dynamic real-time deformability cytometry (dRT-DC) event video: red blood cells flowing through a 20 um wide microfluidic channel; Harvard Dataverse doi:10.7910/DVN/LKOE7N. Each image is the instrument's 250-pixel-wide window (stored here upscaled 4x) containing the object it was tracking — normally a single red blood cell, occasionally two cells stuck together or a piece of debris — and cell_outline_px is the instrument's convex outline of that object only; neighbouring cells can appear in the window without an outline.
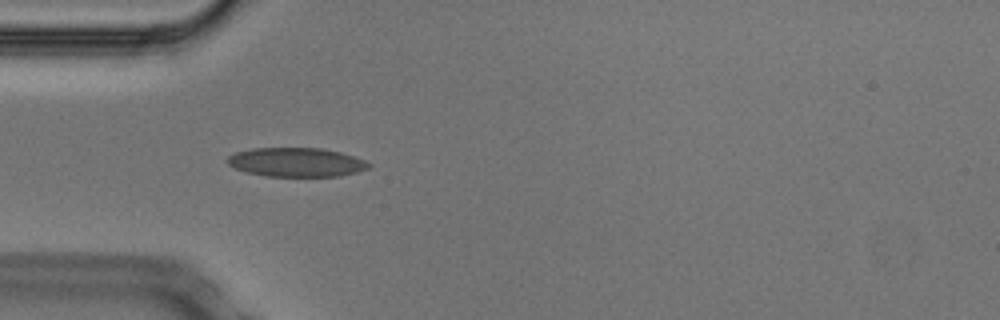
{"species": "Egyptian fruit bat (a non-hibernating species)", "species_latin": "Rousettus aegyptiacus", "temperature_condition": "cold", "stored_images_in_passage": 45, "camera_frame_rate_fps": 3000, "um_per_image_px": 0.085, "animal": {"sex": "male"}, "frame": {"image": 1, "passage_image": 11, "time_ms": 3.333, "image_size_px": [1000, 320], "cell_outline_px": [[372, 164], [368, 168], [356, 172], [340, 176], [264, 176], [248, 172], [236, 168], [228, 164], [224, 160], [228, 156], [236, 152], [252, 148], [320, 148], [340, 152], [364, 160]], "centroid_in_image_um": [25.16, 13.79], "position_along_channel_um": 59.8, "area_um2": 23.81}}
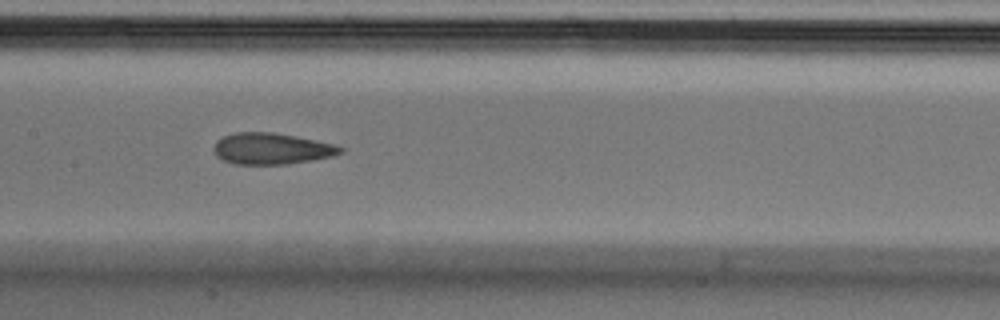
{"frame": {"image": 2, "passage_image": 21, "time_ms": 6.667, "image_size_px": [1000, 320], "cell_outline_px": [[344, 152], [332, 156], [312, 160], [288, 164], [236, 164], [224, 160], [216, 156], [212, 152], [212, 148], [216, 140], [224, 136], [236, 132], [272, 132], [296, 136], [332, 144], [344, 148]], "centroid_in_image_um": [23.04, 12.63], "position_along_channel_um": 184.4, "area_um2": 23.12}}
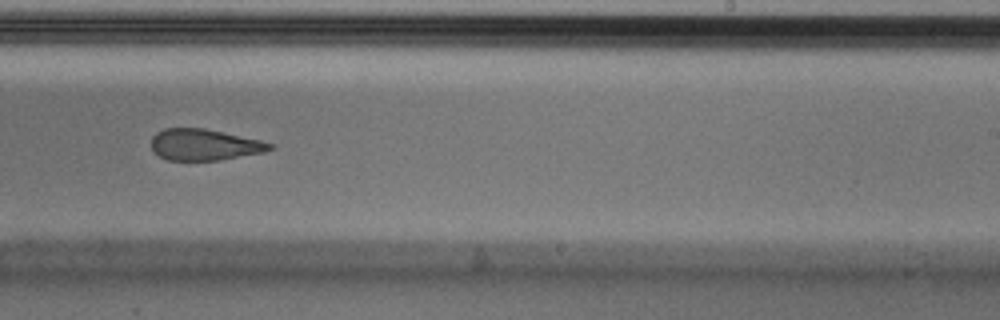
{"frame": {"image": 3, "passage_image": 28, "time_ms": 9.0, "image_size_px": [1000, 320], "cell_outline_px": [[276, 148], [264, 152], [220, 160], [168, 160], [160, 156], [152, 148], [152, 136], [156, 132], [164, 128], [204, 128], [260, 140], [276, 144]], "centroid_in_image_um": [17.41, 12.3], "position_along_channel_um": 271.6, "area_um2": 21.62}, "authors_computed_cell_mechanics": {"area_um2": 23.8136, "velocity_mm_per_s": 3.7557, "shape_relaxation_time_tau1_ms": null, "shape_relaxation_time_tau2_ms": 4.0145, "deformation_change_tau1": null, "deformation_change_tau2": 0.1149}}